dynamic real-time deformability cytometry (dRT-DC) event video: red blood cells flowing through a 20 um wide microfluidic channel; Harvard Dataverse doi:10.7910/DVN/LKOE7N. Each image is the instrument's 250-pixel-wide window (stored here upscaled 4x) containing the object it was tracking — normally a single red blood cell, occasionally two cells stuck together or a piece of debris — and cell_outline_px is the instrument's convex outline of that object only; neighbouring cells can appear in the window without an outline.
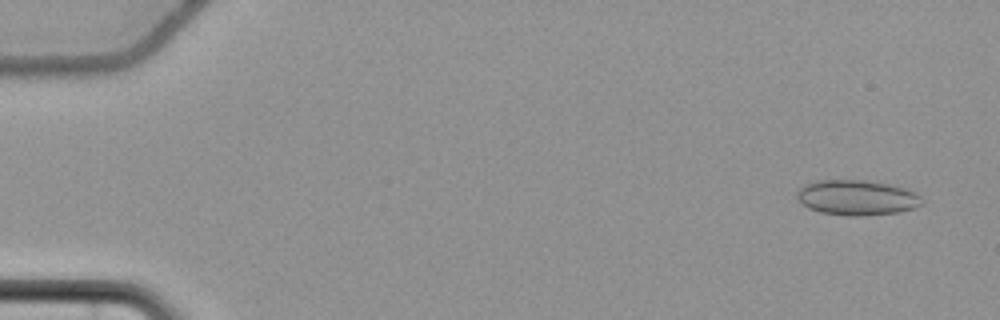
{"species": "common noctule bat (a hibernating species)", "species_latin": "Nyctalus noctula", "temperature_condition": "cold", "stored_images_in_passage": 55, "camera_frame_rate_fps": 3000, "um_per_image_px": 0.085, "animal": {"sex": "female", "body_mass_g": 22.7, "forearm_length_mm": 54.2}, "frame": {"image": 1, "passage_image": 1, "time_ms": 0.0, "image_size_px": [1000, 320], "cell_outline_px": [[924, 204], [900, 212], [868, 216], [848, 216], [820, 212], [808, 208], [796, 196], [796, 192], [804, 184], [820, 180], [868, 180], [888, 184], [904, 188], [916, 192], [920, 196]], "centroid_in_image_um": [72.85, 16.8], "position_along_channel_um": 12.1, "area_um2": 25.78}}
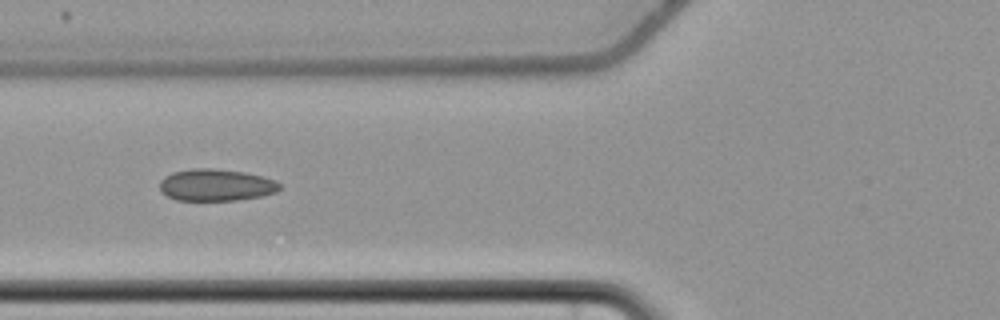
{"frame": {"image": 2, "passage_image": 21, "time_ms": 6.667, "image_size_px": [1000, 320], "cell_outline_px": [[280, 188], [276, 192], [260, 196], [236, 200], [176, 200], [160, 192], [160, 180], [164, 176], [172, 172], [192, 168], [212, 168], [244, 172], [276, 180], [280, 184]], "centroid_in_image_um": [18.33, 15.72], "position_along_channel_um": 107.5, "area_um2": 22.31}}
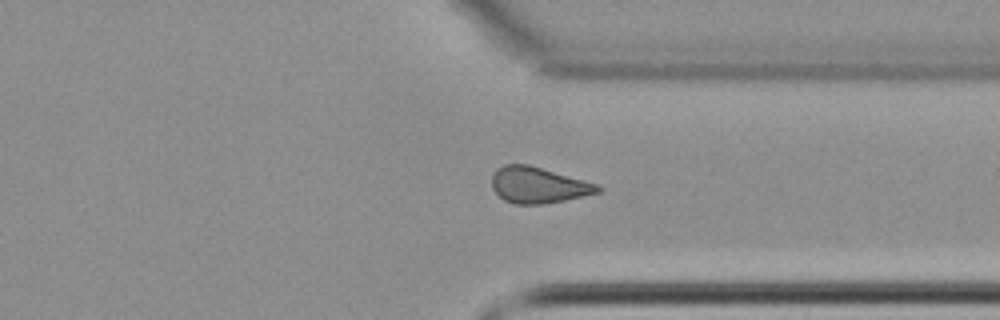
{"frame": {"image": 3, "passage_image": 42, "time_ms": 13.667, "image_size_px": [1000, 320], "cell_outline_px": [[604, 188], [600, 192], [564, 200], [544, 204], [516, 204], [504, 200], [492, 188], [492, 176], [496, 168], [504, 164], [528, 164], [600, 184]], "centroid_in_image_um": [45.77, 15.72], "position_along_channel_um": 365.6, "area_um2": 22.37}}